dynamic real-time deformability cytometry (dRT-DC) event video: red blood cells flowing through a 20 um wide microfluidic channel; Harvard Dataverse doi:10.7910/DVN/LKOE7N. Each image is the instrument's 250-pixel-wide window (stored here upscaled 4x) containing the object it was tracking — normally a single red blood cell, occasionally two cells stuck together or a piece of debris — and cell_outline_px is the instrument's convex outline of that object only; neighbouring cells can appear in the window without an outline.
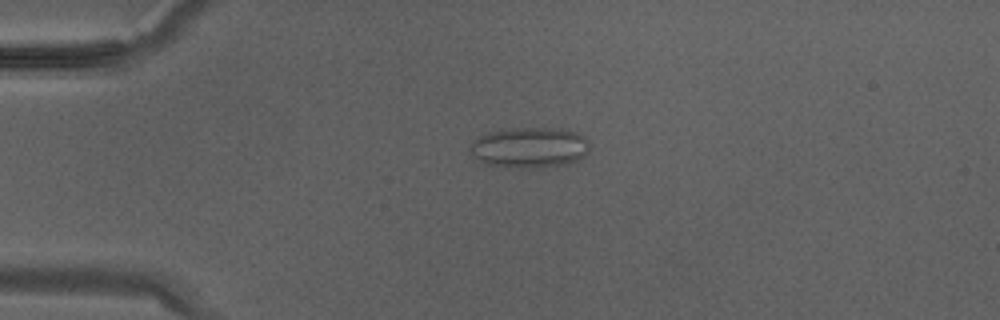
{"species": "Egyptian fruit bat (a non-hibernating species)", "species_latin": "Rousettus aegyptiacus", "temperature_condition": "warm", "stored_images_in_passage": 35, "camera_frame_rate_fps": 3000, "um_per_image_px": 0.085, "animal": {"sex": "male"}, "frame": {"image": 1, "passage_image": 9, "time_ms": 2.667, "image_size_px": [1000, 320], "cell_outline_px": [[588, 152], [580, 160], [568, 164], [544, 168], [528, 168], [488, 164], [480, 160], [468, 152], [472, 144], [484, 132], [512, 128], [548, 128], [576, 132], [584, 136], [588, 140]], "centroid_in_image_um": [45.04, 12.54], "position_along_channel_um": 40.0, "area_um2": 28.26}}
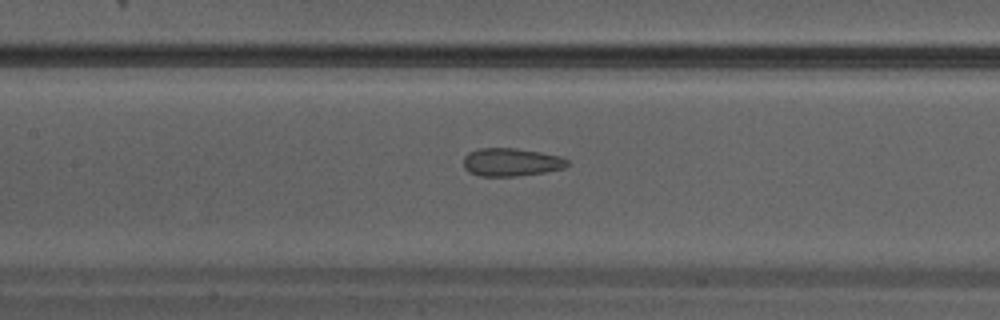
{"frame": {"image": 2, "passage_image": 17, "time_ms": 5.333, "image_size_px": [1000, 320], "cell_outline_px": [[568, 164], [564, 168], [544, 172], [512, 176], [480, 176], [468, 172], [464, 168], [464, 156], [468, 152], [480, 148], [516, 148], [540, 152], [560, 156], [568, 160]], "centroid_in_image_um": [43.42, 13.78], "position_along_channel_um": 164.0, "area_um2": 16.94}}
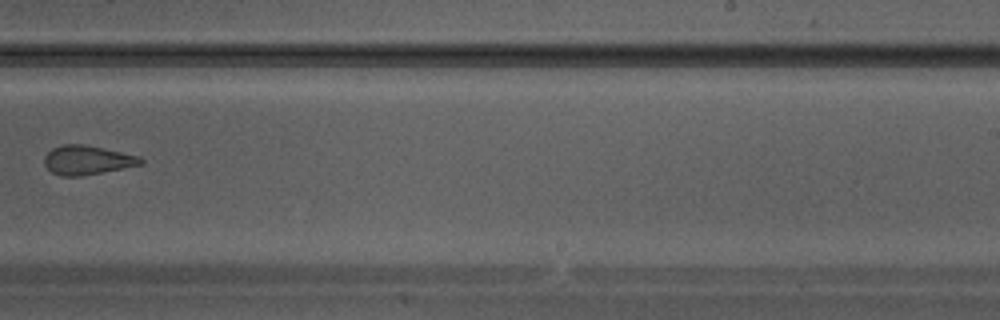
{"frame": {"image": 3, "passage_image": 23, "time_ms": 7.333, "image_size_px": [1000, 320], "cell_outline_px": [[144, 164], [80, 176], [60, 176], [52, 172], [44, 164], [44, 156], [52, 148], [64, 144], [84, 144], [140, 156], [144, 160]], "centroid_in_image_um": [7.41, 13.6], "position_along_channel_um": 281.6, "area_um2": 16.3}}